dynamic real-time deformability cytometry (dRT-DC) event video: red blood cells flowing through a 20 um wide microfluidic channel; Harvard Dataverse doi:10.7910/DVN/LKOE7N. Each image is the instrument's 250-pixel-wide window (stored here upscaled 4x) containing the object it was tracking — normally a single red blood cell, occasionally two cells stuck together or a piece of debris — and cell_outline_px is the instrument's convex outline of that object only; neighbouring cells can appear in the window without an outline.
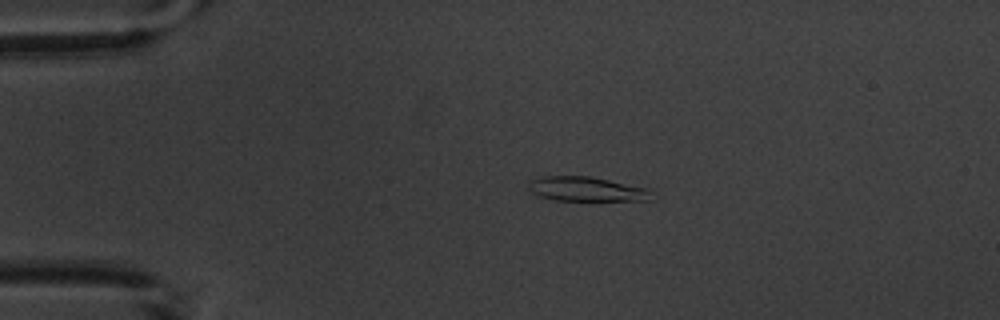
{"species": "common noctule bat (a hibernating species)", "species_latin": "Nyctalus noctula", "temperature_condition": "warm", "stored_images_in_passage": 5, "camera_frame_rate_fps": 3000, "um_per_image_px": 0.085, "animal": {"sex": "male", "body_mass_g": 20.1, "forearm_length_mm": 53.5}, "frame": {"image": 1, "passage_image": 3, "time_ms": 3.333, "image_size_px": [1000, 320], "cell_outline_px": [[652, 200], [556, 200], [540, 196], [532, 192], [528, 188], [528, 180], [544, 176], [588, 176], [648, 188], [652, 192]], "centroid_in_image_um": [49.84, 16.07], "position_along_channel_um": 35.2, "area_um2": 17.4}}